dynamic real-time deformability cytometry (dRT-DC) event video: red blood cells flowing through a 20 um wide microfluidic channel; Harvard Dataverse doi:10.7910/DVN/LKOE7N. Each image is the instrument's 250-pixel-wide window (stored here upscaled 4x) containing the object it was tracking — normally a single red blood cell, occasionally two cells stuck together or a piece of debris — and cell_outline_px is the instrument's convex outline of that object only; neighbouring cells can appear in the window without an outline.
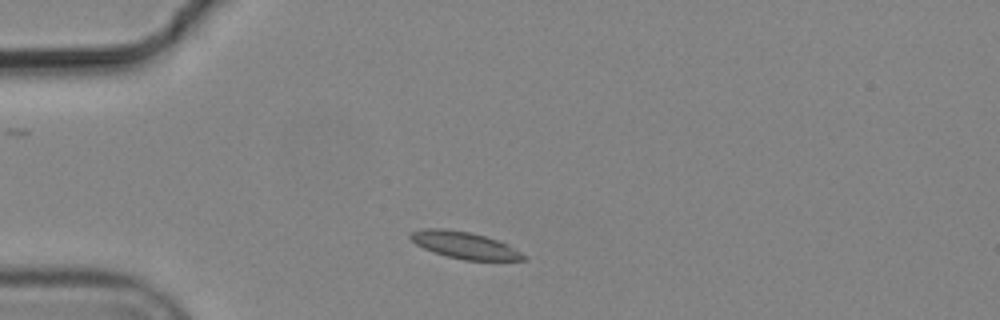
{"species": "common noctule bat (a hibernating species)", "species_latin": "Nyctalus noctula", "temperature_condition": "cold", "stored_images_in_passage": 3, "camera_frame_rate_fps": 3000, "um_per_image_px": 0.085, "animal": {"sex": "male", "body_mass_g": 19.2, "forearm_length_mm": 51.8}, "frame": {"image": 1, "passage_image": 1, "time_ms": 0.0, "image_size_px": [1000, 320], "cell_outline_px": [[528, 260], [464, 260], [448, 256], [424, 248], [416, 244], [408, 236], [412, 232], [424, 228], [444, 228], [468, 232], [484, 236], [508, 244], [528, 256]], "centroid_in_image_um": [39.52, 20.84], "position_along_channel_um": 45.5, "area_um2": 17.51}}